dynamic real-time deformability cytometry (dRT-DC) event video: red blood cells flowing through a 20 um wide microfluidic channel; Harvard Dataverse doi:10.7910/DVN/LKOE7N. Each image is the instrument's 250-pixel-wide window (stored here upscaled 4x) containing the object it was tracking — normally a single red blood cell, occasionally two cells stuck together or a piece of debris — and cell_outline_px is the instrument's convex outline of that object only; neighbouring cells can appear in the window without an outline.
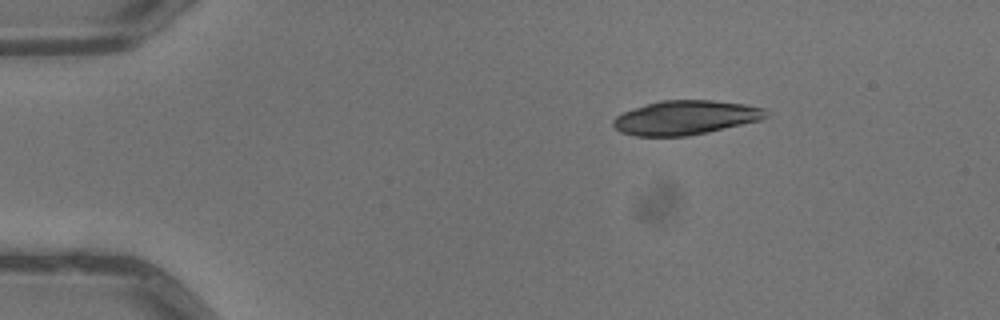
{"species": "common noctule bat (a hibernating species)", "species_latin": "Nyctalus noctula", "temperature_condition": "warm", "stored_images_in_passage": 4, "camera_frame_rate_fps": 3000, "um_per_image_px": 0.085, "animal": {"sex": "male", "body_mass_g": 13.3}, "frame": {"image": 1, "passage_image": 1, "time_ms": 0.0, "image_size_px": [1000, 320], "cell_outline_px": [[768, 116], [760, 120], [708, 132], [688, 136], [636, 136], [620, 132], [612, 124], [612, 120], [616, 116], [624, 112], [660, 100], [712, 100], [744, 104], [764, 108]], "centroid_in_image_um": [58.26, 10.0], "position_along_channel_um": 26.7, "area_um2": 30.23}}